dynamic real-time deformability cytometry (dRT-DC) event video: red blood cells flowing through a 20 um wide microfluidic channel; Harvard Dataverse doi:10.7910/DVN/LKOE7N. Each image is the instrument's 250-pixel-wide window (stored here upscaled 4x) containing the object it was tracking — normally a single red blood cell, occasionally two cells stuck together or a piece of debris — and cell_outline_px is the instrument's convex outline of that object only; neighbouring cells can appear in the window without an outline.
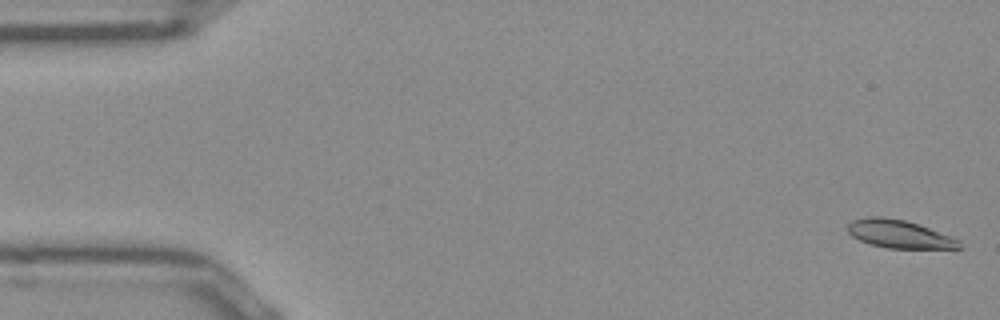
{"species": "Egyptian fruit bat (a non-hibernating species)", "species_latin": "Rousettus aegyptiacus", "temperature_condition": "room temperature", "stored_images_in_passage": 51, "camera_frame_rate_fps": 3000, "um_per_image_px": 0.085, "frame": {"image": 1, "passage_image": 1, "time_ms": 0.0, "image_size_px": [1000, 320], "cell_outline_px": [[964, 248], [888, 248], [872, 244], [860, 240], [852, 236], [848, 232], [848, 224], [852, 220], [868, 216], [884, 216], [904, 220], [928, 228], [960, 240]], "centroid_in_image_um": [76.42, 19.89], "position_along_channel_um": 8.6, "area_um2": 18.03}}
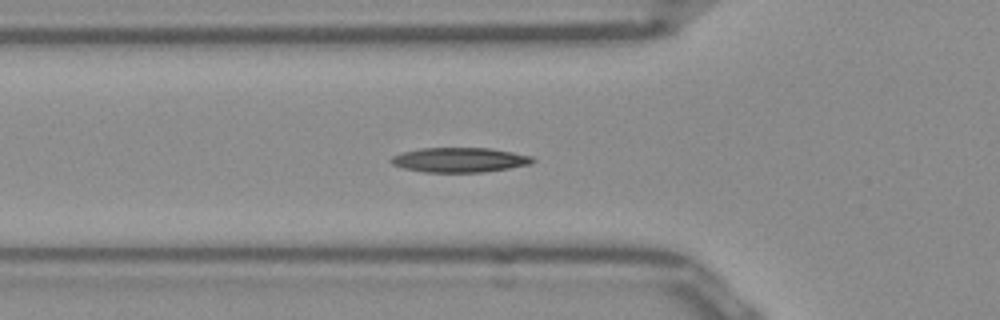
{"frame": {"image": 2, "passage_image": 17, "time_ms": 5.333, "image_size_px": [1000, 320], "cell_outline_px": [[536, 160], [532, 164], [484, 172], [424, 172], [404, 168], [392, 164], [388, 160], [392, 156], [404, 152], [420, 148], [488, 148], [512, 152], [532, 156]], "centroid_in_image_um": [39.07, 13.59], "position_along_channel_um": 86.7, "area_um2": 20.35}}
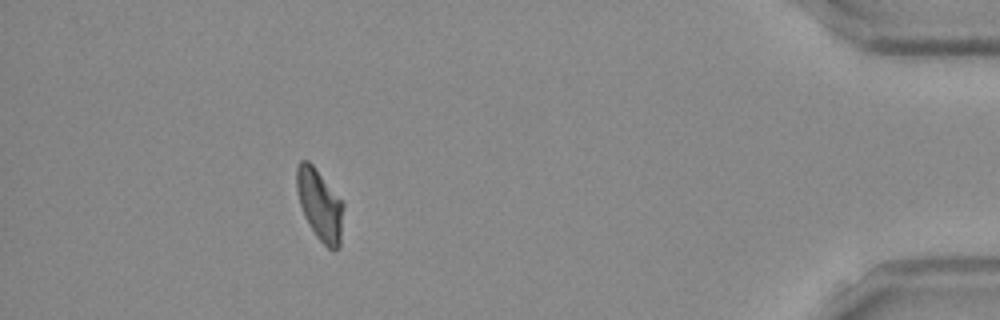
{"frame": {"image": 3, "passage_image": 46, "time_ms": 15.0, "image_size_px": [1000, 320], "cell_outline_px": [[344, 204], [340, 248], [332, 252], [316, 236], [308, 224], [304, 216], [300, 204], [296, 188], [296, 168], [300, 160], [308, 160], [312, 164]], "centroid_in_image_um": [27.18, 17.44], "position_along_channel_um": 408.0, "area_um2": 19.36}, "authors_computed_cell_mechanics": {"area_um2": 19.4208, "velocity_mm_per_s": 3.9187, "shape_relaxation_time_tau1_ms": 8.2366, "shape_relaxation_time_tau2_ms": 7.425, "deformation_change_tau1": 0.2064, "deformation_change_tau2": 0.1519}}